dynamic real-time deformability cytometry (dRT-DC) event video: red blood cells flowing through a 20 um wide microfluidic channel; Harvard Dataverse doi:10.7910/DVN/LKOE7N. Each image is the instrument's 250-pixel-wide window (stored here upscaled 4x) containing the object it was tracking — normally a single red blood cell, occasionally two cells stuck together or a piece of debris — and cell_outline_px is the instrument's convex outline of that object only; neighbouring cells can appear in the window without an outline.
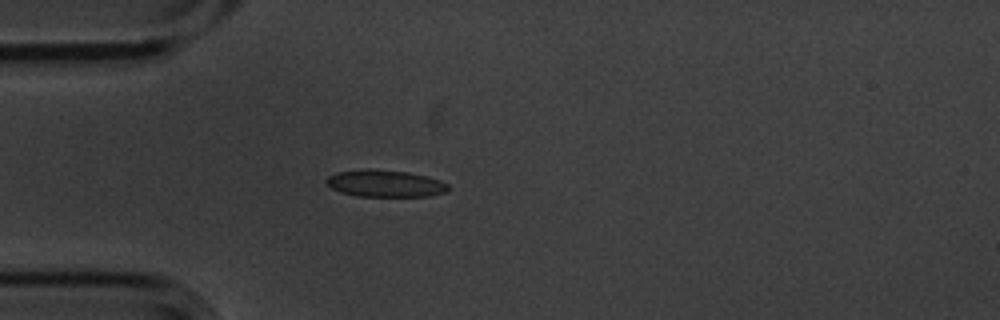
{"species": "common noctule bat (a hibernating species)", "species_latin": "Nyctalus noctula", "temperature_condition": "cold", "stored_images_in_passage": 1, "camera_frame_rate_fps": 3000, "um_per_image_px": 0.085, "animal": {"sex": "male", "body_mass_g": 20.1, "forearm_length_mm": 53.5}, "frame": {"image": 1, "passage_image": 1, "time_ms": 0.0, "image_size_px": [1000, 320], "cell_outline_px": [[448, 188], [444, 192], [428, 196], [356, 196], [340, 192], [332, 188], [324, 180], [328, 176], [336, 172], [364, 168], [368, 168], [408, 172], [428, 176], [440, 180], [448, 184]], "centroid_in_image_um": [32.7, 15.58], "position_along_channel_um": 52.3, "area_um2": 19.25}}